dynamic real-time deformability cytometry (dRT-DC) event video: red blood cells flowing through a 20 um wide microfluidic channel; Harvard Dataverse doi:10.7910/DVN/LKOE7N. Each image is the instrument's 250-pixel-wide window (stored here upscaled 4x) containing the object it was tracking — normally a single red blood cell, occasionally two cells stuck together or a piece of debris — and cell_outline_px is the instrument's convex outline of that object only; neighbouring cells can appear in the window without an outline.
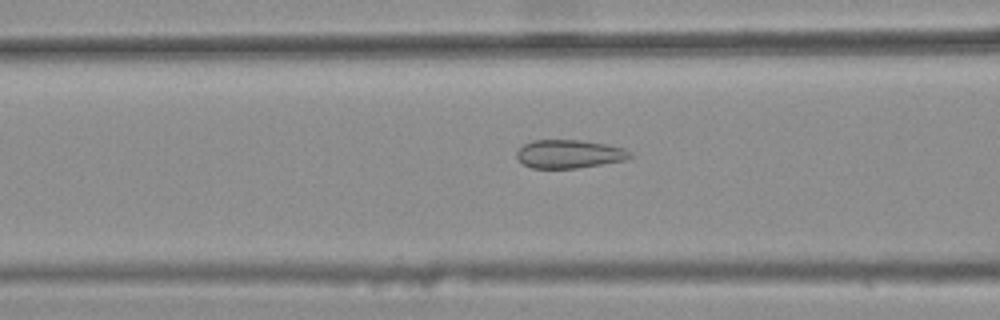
{"species": "common noctule bat (a hibernating species)", "species_latin": "Nyctalus noctula", "temperature_condition": "warm", "stored_images_in_passage": 34, "camera_frame_rate_fps": 3000, "um_per_image_px": 0.085, "animal": {"sex": "female", "body_mass_g": 25.1}, "frame": {"image": 1, "passage_image": 8, "time_ms": 2.333, "image_size_px": [1000, 320], "cell_outline_px": [[632, 156], [624, 160], [576, 168], [532, 168], [524, 164], [516, 156], [516, 152], [524, 144], [532, 140], [580, 140], [604, 144], [624, 148], [632, 152]], "centroid_in_image_um": [48.37, 13.08], "position_along_channel_um": 118.2, "area_um2": 18.55}}
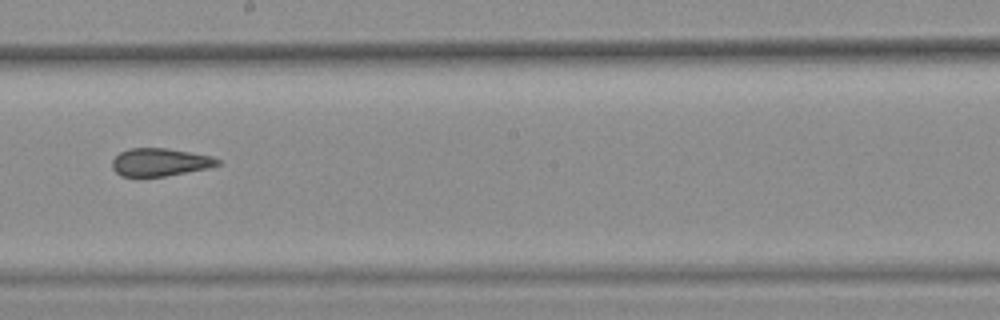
{"frame": {"image": 2, "passage_image": 17, "time_ms": 5.333, "image_size_px": [1000, 320], "cell_outline_px": [[220, 164], [208, 168], [164, 176], [120, 176], [112, 168], [112, 160], [120, 152], [128, 148], [168, 148], [212, 156], [220, 160]], "centroid_in_image_um": [13.59, 13.77], "position_along_channel_um": 234.6, "area_um2": 17.05}}
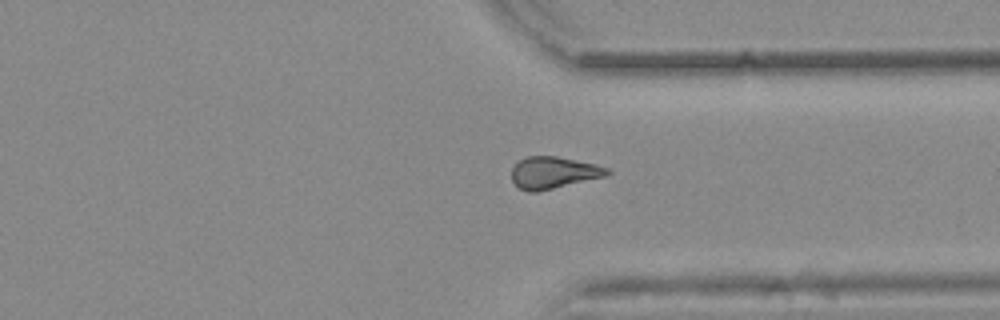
{"frame": {"image": 3, "passage_image": 27, "time_ms": 8.667, "image_size_px": [1000, 320], "cell_outline_px": [[612, 172], [608, 176], [536, 192], [528, 192], [520, 188], [512, 180], [512, 168], [520, 160], [528, 156], [556, 156], [596, 164], [608, 168]], "centroid_in_image_um": [47.09, 14.68], "position_along_channel_um": 364.3, "area_um2": 17.74}, "authors_computed_cell_mechanics": {"area_um2": 17.8602, "velocity_mm_per_s": 3.8834, "shape_relaxation_time_tau1_ms": null, "shape_relaxation_time_tau2_ms": 2.407, "deformation_change_tau1": null, "deformation_change_tau2": 0.0772}}